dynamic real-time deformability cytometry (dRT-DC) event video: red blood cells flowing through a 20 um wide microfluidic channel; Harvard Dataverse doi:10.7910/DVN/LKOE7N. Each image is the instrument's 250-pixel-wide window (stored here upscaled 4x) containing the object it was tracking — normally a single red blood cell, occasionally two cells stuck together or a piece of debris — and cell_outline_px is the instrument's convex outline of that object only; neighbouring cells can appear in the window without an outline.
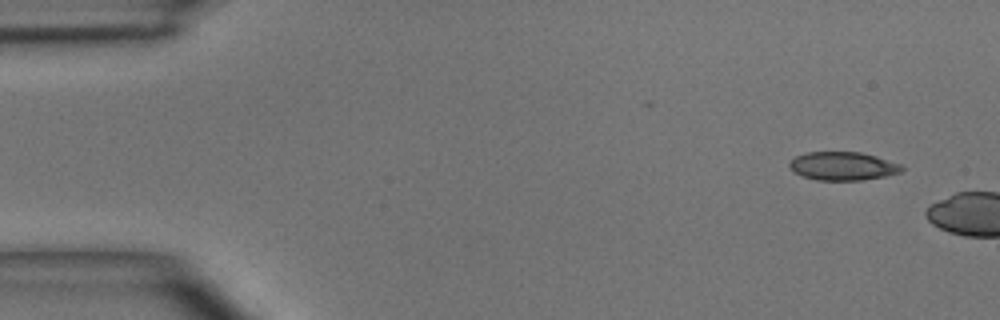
{"species": "common noctule bat (a hibernating species)", "species_latin": "Nyctalus noctula", "temperature_condition": "room temperature", "stored_images_in_passage": 2, "camera_frame_rate_fps": 3000, "um_per_image_px": 0.085, "animal": {"sex": "male", "body_mass_g": 15.6}, "frame": {"image": 1, "passage_image": 1, "time_ms": 0.0, "image_size_px": [1000, 320], "cell_outline_px": [[904, 168], [900, 172], [884, 176], [860, 180], [816, 180], [792, 172], [788, 168], [788, 164], [796, 156], [808, 152], [860, 152], [876, 156], [900, 164]], "centroid_in_image_um": [71.6, 14.11], "position_along_channel_um": 13.4, "area_um2": 18.5}}